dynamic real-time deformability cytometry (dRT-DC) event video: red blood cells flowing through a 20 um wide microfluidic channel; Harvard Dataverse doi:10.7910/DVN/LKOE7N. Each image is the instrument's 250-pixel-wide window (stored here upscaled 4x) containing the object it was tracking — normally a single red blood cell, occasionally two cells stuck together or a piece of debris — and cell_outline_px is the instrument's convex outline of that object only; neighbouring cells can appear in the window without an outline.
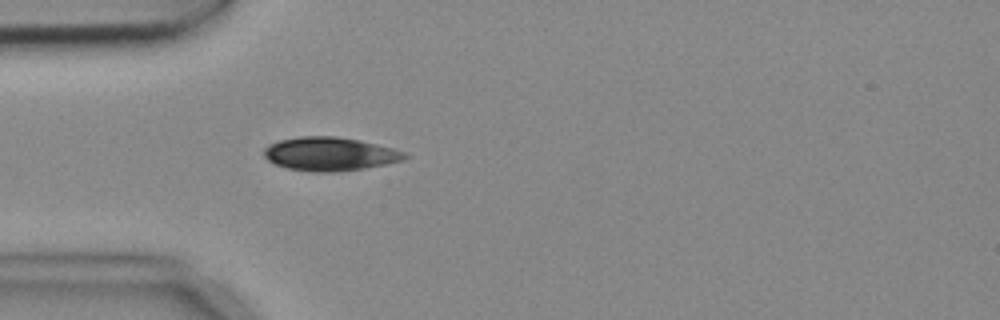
{"species": "common noctule bat (a hibernating species)", "species_latin": "Nyctalus noctula", "temperature_condition": "cold", "stored_images_in_passage": 4, "camera_frame_rate_fps": 3000, "um_per_image_px": 0.085, "animal": {"sex": "female", "body_mass_g": 18.4}, "frame": {"image": 1, "passage_image": 4, "time_ms": 1.0, "image_size_px": [1000, 320], "cell_outline_px": [[408, 156], [404, 160], [364, 168], [332, 172], [316, 172], [288, 168], [276, 164], [268, 160], [264, 156], [264, 148], [268, 144], [280, 140], [300, 136], [336, 136], [360, 140], [392, 148], [404, 152]], "centroid_in_image_um": [28.02, 13.08], "position_along_channel_um": 57.0, "area_um2": 27.34}}